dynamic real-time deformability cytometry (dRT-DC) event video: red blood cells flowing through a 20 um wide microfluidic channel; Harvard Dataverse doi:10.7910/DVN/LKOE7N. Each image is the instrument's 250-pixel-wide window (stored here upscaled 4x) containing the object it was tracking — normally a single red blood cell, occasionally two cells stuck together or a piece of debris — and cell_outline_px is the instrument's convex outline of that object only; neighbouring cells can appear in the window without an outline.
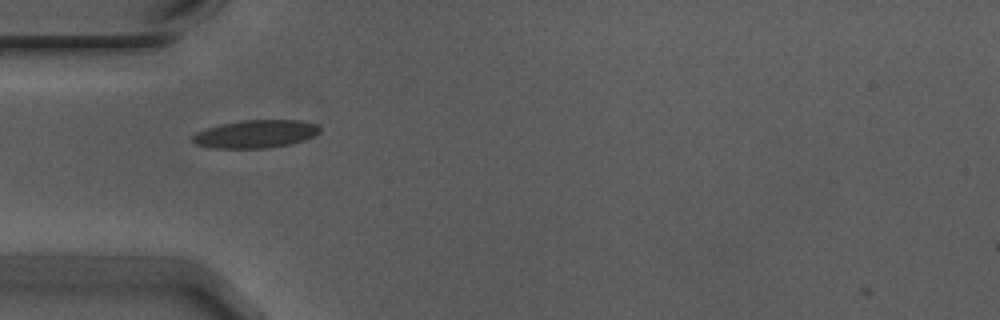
{"species": "Egyptian fruit bat (a non-hibernating species)", "species_latin": "Rousettus aegyptiacus", "temperature_condition": "warm", "stored_images_in_passage": 40, "camera_frame_rate_fps": 3000, "um_per_image_px": 0.085, "animal": {"sex": "male"}, "frame": {"image": 1, "passage_image": 2, "time_ms": 0.333, "image_size_px": [1000, 320], "cell_outline_px": [[320, 132], [304, 140], [292, 144], [268, 148], [208, 148], [196, 144], [192, 140], [192, 136], [196, 132], [204, 128], [220, 124], [240, 120], [300, 120], [316, 124], [320, 128]], "centroid_in_image_um": [21.69, 11.39], "position_along_channel_um": 63.3, "area_um2": 20.92}}
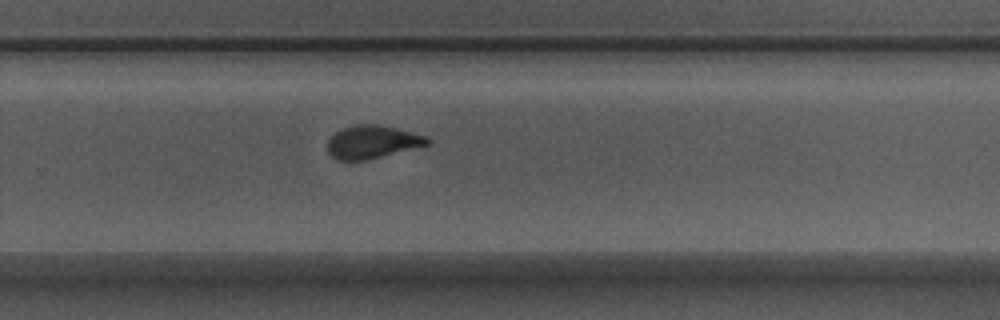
{"frame": {"image": 2, "passage_image": 21, "time_ms": 6.667, "image_size_px": [1000, 320], "cell_outline_px": [[432, 140], [428, 144], [368, 160], [336, 160], [328, 152], [328, 140], [336, 132], [344, 128], [356, 124], [376, 124], [396, 128], [428, 136]], "centroid_in_image_um": [31.65, 12.06], "position_along_channel_um": 298.1, "area_um2": 19.07}}
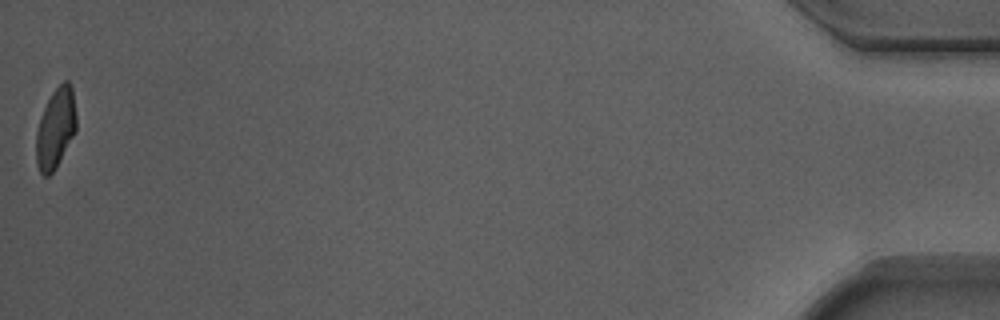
{"frame": {"image": 3, "passage_image": 40, "time_ms": 13.0, "image_size_px": [1000, 320], "cell_outline_px": [[76, 132], [56, 168], [48, 176], [44, 176], [40, 172], [36, 164], [36, 132], [44, 108], [52, 92], [64, 80], [68, 80], [72, 84], [76, 116]], "centroid_in_image_um": [4.74, 10.91], "position_along_channel_um": 430.5, "area_um2": 18.84}, "authors_computed_cell_mechanics": {"area_um2": 19.6809, "velocity_mm_per_s": 3.7292, "shape_relaxation_time_tau1_ms": 6.8324, "shape_relaxation_time_tau2_ms": 1.1863, "deformation_change_tau1": 0.1948, "deformation_change_tau2": 0.0755}}